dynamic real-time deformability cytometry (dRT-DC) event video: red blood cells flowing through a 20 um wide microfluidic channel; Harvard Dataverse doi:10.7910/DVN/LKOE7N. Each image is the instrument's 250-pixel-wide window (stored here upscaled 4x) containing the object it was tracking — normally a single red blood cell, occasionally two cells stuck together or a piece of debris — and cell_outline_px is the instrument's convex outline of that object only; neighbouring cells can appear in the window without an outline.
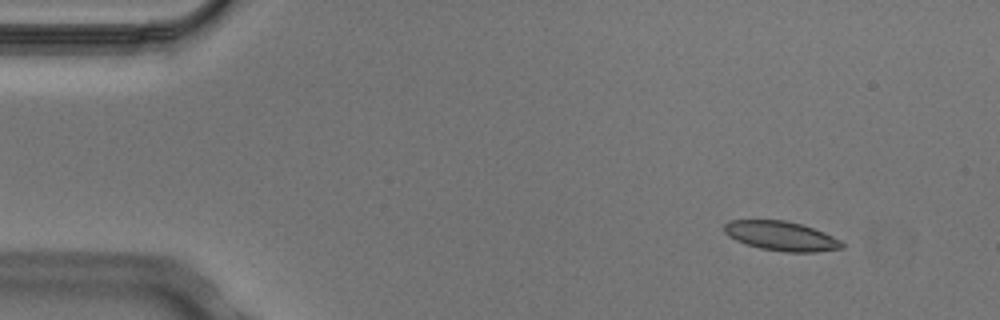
{"species": "Egyptian fruit bat (a non-hibernating species)", "species_latin": "Rousettus aegyptiacus", "temperature_condition": "cold", "stored_images_in_passage": 4, "camera_frame_rate_fps": 3000, "um_per_image_px": 0.085, "animal": {"sex": "male"}, "frame": {"image": 1, "passage_image": 1, "time_ms": 0.0, "image_size_px": [1000, 320], "cell_outline_px": [[844, 248], [816, 252], [784, 252], [760, 248], [736, 240], [728, 236], [724, 232], [724, 224], [728, 220], [784, 220], [800, 224], [824, 232], [840, 240], [844, 244]], "centroid_in_image_um": [66.4, 20.06], "position_along_channel_um": 18.6, "area_um2": 20.11}}
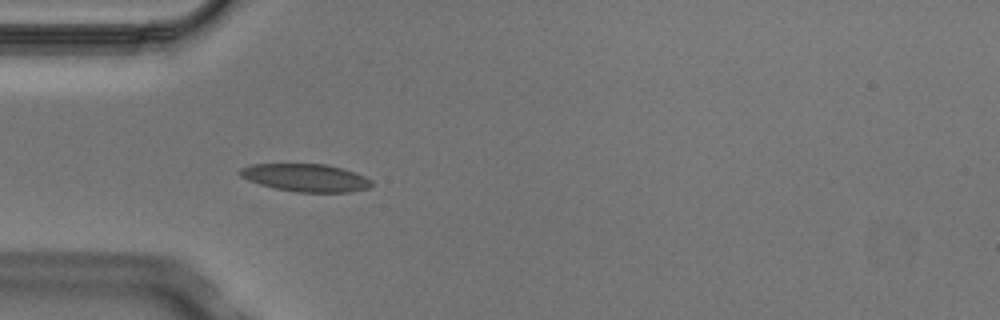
{"frame": {"image": 2, "passage_image": 4, "time_ms": 1.0, "image_size_px": [1000, 320], "cell_outline_px": [[372, 184], [368, 188], [348, 192], [296, 192], [276, 188], [260, 184], [248, 180], [240, 176], [236, 172], [240, 168], [248, 164], [328, 164], [344, 168], [364, 176], [372, 180]], "centroid_in_image_um": [25.96, 15.09], "position_along_channel_um": 59.0, "area_um2": 21.39}}